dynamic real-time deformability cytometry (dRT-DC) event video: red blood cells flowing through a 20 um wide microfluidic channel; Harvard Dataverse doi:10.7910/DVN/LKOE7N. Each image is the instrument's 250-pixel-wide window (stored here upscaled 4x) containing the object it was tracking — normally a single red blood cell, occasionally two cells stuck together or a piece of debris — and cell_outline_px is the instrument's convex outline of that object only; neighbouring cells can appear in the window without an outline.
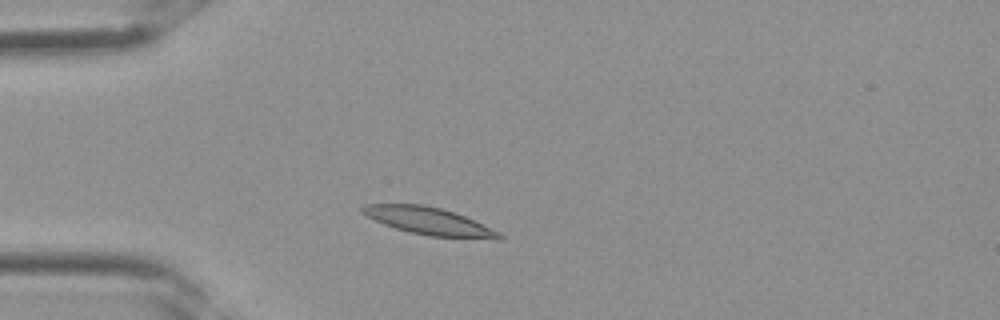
{"species": "Egyptian fruit bat (a non-hibernating species)", "species_latin": "Rousettus aegyptiacus", "temperature_condition": "room temperature", "stored_images_in_passage": 28, "camera_frame_rate_fps": 3000, "um_per_image_px": 0.085, "frame": {"image": 1, "passage_image": 4, "time_ms": 1.0, "image_size_px": [1000, 320], "cell_outline_px": [[504, 236], [500, 240], [496, 240], [428, 236], [408, 232], [384, 224], [360, 212], [360, 208], [364, 204], [424, 204], [440, 208], [464, 216], [500, 232]], "centroid_in_image_um": [36.49, 18.81], "position_along_channel_um": 48.5, "area_um2": 21.91}}
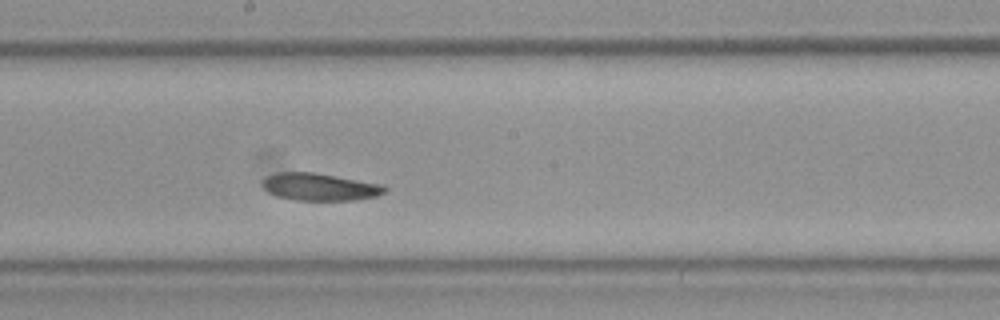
{"frame": {"image": 2, "passage_image": 14, "time_ms": 4.333, "image_size_px": [1000, 320], "cell_outline_px": [[388, 188], [384, 192], [376, 196], [352, 200], [296, 200], [276, 196], [268, 192], [264, 188], [264, 180], [268, 176], [276, 172], [312, 172], [384, 184]], "centroid_in_image_um": [27.2, 15.88], "position_along_channel_um": 221.0, "area_um2": 19.36}}
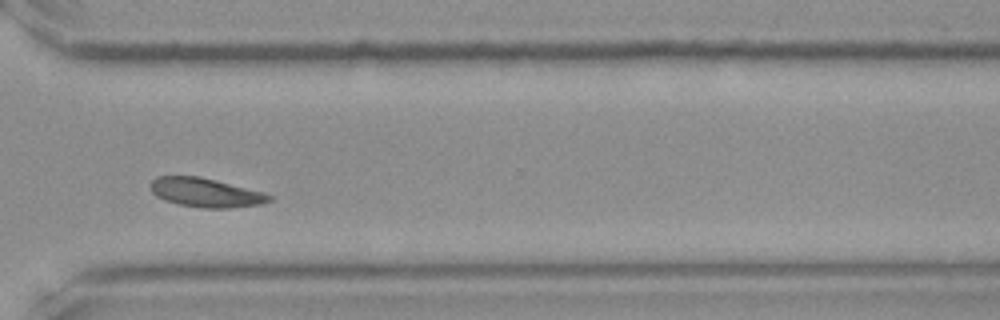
{"frame": {"image": 3, "passage_image": 21, "time_ms": 6.667, "image_size_px": [1000, 320], "cell_outline_px": [[272, 200], [264, 204], [228, 208], [204, 208], [180, 204], [164, 200], [156, 196], [152, 192], [148, 184], [156, 176], [200, 176], [264, 192], [272, 196]], "centroid_in_image_um": [17.48, 16.36], "position_along_channel_um": 353.1, "area_um2": 20.23}}